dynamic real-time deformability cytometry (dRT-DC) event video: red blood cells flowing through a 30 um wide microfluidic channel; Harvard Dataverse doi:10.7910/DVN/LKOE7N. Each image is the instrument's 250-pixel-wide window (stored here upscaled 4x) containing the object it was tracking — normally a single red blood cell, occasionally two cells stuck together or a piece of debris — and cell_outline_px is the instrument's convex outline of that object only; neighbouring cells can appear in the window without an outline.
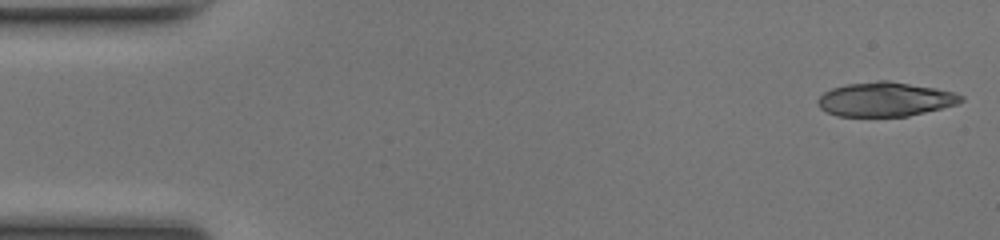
{"species": "common noctule bat (a hibernating species)", "species_latin": "Nyctalus noctula", "temperature_condition": "room temperature", "stored_images_in_passage": 48, "segment_of_instrument_passage": [1, 2], "camera_frame_rate_fps": 3000, "um_per_image_px": 0.085, "animal": {"sex": "female", "body_mass_g": 17.0, "forearm_length_mm": 48.0}, "frame": {"image": 1, "passage_image": 1, "time_ms": 0.0, "image_size_px": [1000, 240], "cell_outline_px": [[964, 100], [956, 104], [908, 116], [836, 116], [820, 108], [816, 100], [824, 92], [832, 88], [848, 84], [876, 80], [888, 80], [956, 92], [964, 96]], "centroid_in_image_um": [75.23, 8.43], "position_along_channel_um": 9.8, "area_um2": 28.44}}
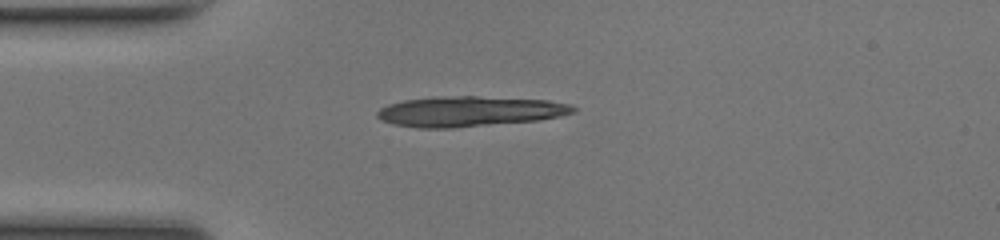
{"frame": {"image": 2, "passage_image": 12, "time_ms": 3.667, "image_size_px": [1000, 240], "cell_outline_px": [[576, 112], [560, 116], [536, 120], [452, 128], [420, 128], [392, 124], [376, 116], [376, 112], [380, 108], [388, 104], [404, 100], [460, 96], [476, 96], [548, 100], [568, 104], [576, 108]], "centroid_in_image_um": [39.91, 9.47], "position_along_channel_um": 45.1, "area_um2": 34.16}}